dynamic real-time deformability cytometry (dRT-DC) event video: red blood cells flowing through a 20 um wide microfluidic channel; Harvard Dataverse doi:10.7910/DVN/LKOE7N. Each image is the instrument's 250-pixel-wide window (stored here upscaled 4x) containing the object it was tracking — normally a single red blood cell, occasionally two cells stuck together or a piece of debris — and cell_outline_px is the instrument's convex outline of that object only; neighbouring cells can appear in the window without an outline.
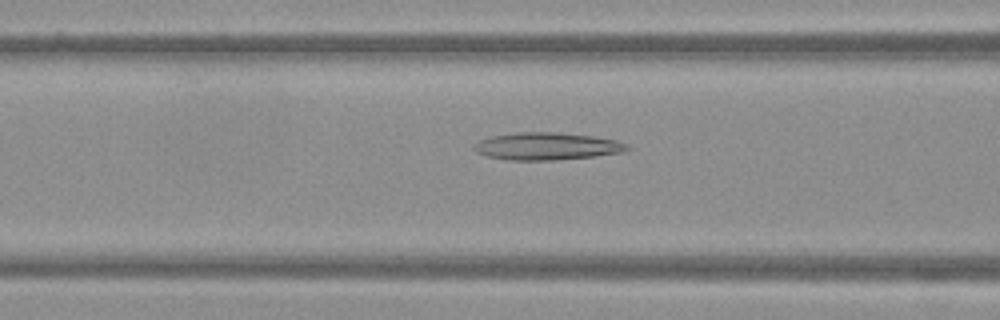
{"species": "Egyptian fruit bat (a non-hibernating species)", "species_latin": "Rousettus aegyptiacus", "temperature_condition": "warm", "stored_images_in_passage": 43, "camera_frame_rate_fps": 3000, "um_per_image_px": 0.085, "frame": {"image": 1, "passage_image": 13, "time_ms": 4.0, "image_size_px": [1000, 320], "cell_outline_px": [[632, 148], [620, 152], [592, 156], [552, 160], [508, 160], [488, 156], [476, 152], [472, 148], [472, 144], [480, 140], [492, 136], [516, 132], [556, 132], [592, 136], [616, 140], [628, 144]], "centroid_in_image_um": [46.44, 12.42], "position_along_channel_um": 120.2, "area_um2": 24.33}}
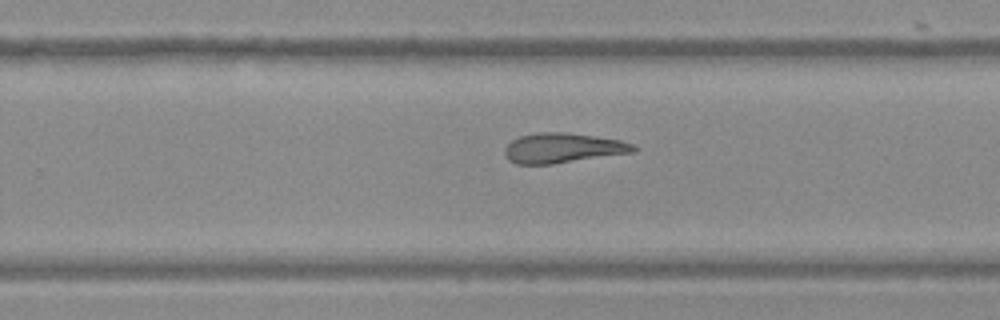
{"frame": {"image": 2, "passage_image": 25, "time_ms": 8.0, "image_size_px": [1000, 320], "cell_outline_px": [[640, 148], [636, 152], [552, 164], [516, 164], [508, 160], [504, 152], [504, 148], [512, 140], [520, 136], [536, 132], [568, 132], [596, 136], [620, 140], [632, 144]], "centroid_in_image_um": [47.85, 12.58], "position_along_channel_um": 281.9, "area_um2": 22.66}}
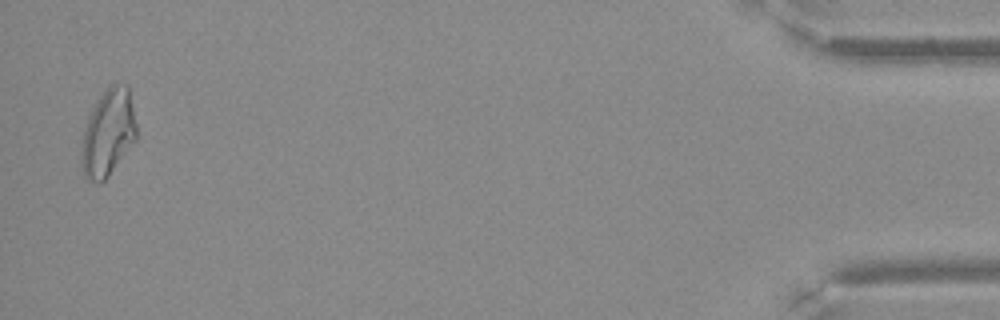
{"frame": {"image": 3, "passage_image": 42, "time_ms": 13.667, "image_size_px": [1000, 320], "cell_outline_px": [[136, 140], [108, 176], [100, 184], [88, 180], [84, 176], [80, 156], [84, 128], [88, 116], [92, 108], [108, 84], [128, 84], [136, 124]], "centroid_in_image_um": [9.18, 11.29], "position_along_channel_um": 426.0, "area_um2": 27.98}}